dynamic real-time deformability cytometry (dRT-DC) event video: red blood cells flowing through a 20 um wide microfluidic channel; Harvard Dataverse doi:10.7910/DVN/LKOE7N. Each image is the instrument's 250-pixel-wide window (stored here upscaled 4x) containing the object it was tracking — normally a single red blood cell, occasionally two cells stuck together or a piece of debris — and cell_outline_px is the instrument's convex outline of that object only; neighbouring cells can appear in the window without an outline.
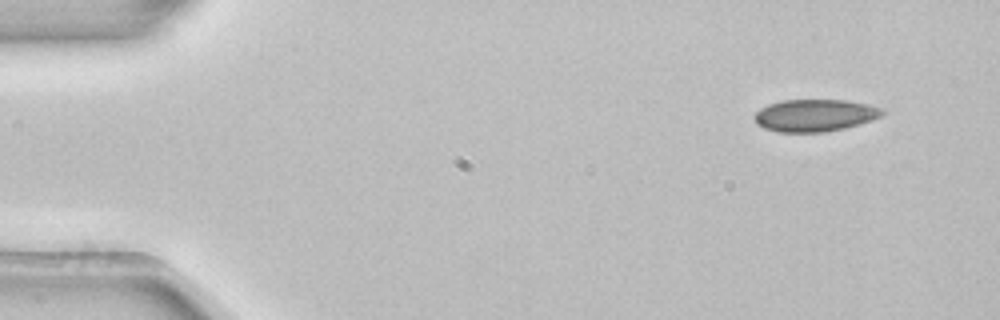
{"species": "common noctule bat (a hibernating species)", "species_latin": "Nyctalus noctula", "temperature_condition": "room temperature", "stored_images_in_passage": 3, "camera_frame_rate_fps": 3000, "um_per_image_px": 0.085, "animal": {"sex": "female", "body_mass_g": 22.7, "forearm_length_mm": 54.2}, "frame": {"image": 1, "passage_image": 1, "time_ms": 0.0, "image_size_px": [1000, 320], "cell_outline_px": [[888, 112], [872, 120], [860, 124], [844, 128], [824, 132], [776, 132], [764, 128], [756, 124], [752, 116], [760, 108], [768, 104], [780, 100], [844, 100], [868, 104], [884, 108]], "centroid_in_image_um": [69.26, 9.8], "position_along_channel_um": 15.7, "area_um2": 24.33}}